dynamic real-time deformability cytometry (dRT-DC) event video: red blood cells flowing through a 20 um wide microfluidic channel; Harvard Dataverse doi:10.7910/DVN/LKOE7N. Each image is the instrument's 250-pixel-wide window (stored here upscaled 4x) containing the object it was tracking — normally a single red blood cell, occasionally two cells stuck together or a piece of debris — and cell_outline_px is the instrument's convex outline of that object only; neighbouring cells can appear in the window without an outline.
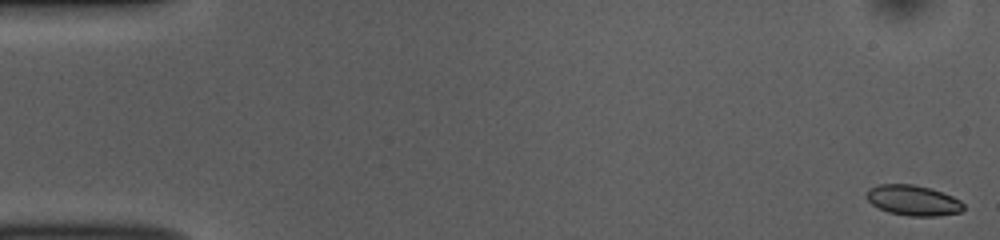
{"species": "common noctule bat (a hibernating species)", "species_latin": "Nyctalus noctula", "temperature_condition": "room temperature", "stored_images_in_passage": 52, "camera_frame_rate_fps": 3000, "um_per_image_px": 0.085, "animal": {"sex": "female", "body_mass_g": 10.0, "forearm_length_mm": 53.1}, "frame": {"image": 1, "passage_image": 1, "time_ms": 0.0, "image_size_px": [1000, 240], "cell_outline_px": [[964, 208], [960, 212], [936, 216], [908, 216], [888, 212], [872, 204], [864, 196], [868, 188], [880, 184], [912, 184], [928, 188], [952, 196], [960, 200], [964, 204]], "centroid_in_image_um": [77.58, 17.03], "position_along_channel_um": 7.4, "area_um2": 17.11}}
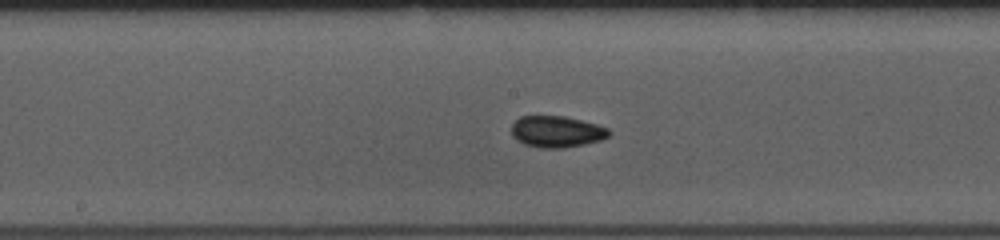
{"frame": {"image": 2, "passage_image": 27, "time_ms": 8.667, "image_size_px": [1000, 240], "cell_outline_px": [[612, 132], [608, 136], [600, 140], [584, 144], [564, 148], [540, 148], [524, 144], [516, 140], [512, 136], [512, 124], [520, 116], [564, 116], [596, 124], [608, 128]], "centroid_in_image_um": [47.3, 11.19], "position_along_channel_um": 200.9, "area_um2": 17.86}}
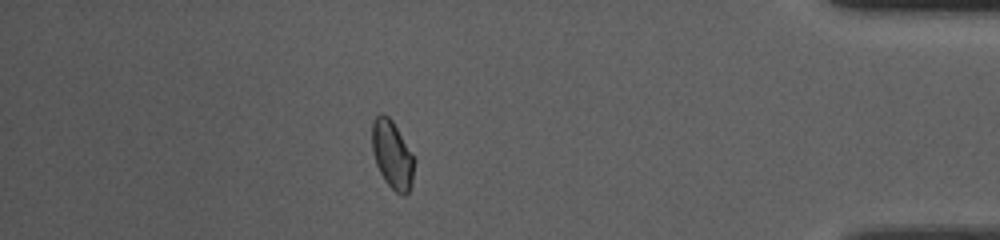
{"frame": {"image": 3, "passage_image": 46, "time_ms": 15.0, "image_size_px": [1000, 240], "cell_outline_px": [[416, 160], [412, 184], [408, 192], [404, 196], [400, 196], [384, 180], [376, 164], [372, 152], [372, 120], [380, 112], [388, 116], [392, 120]], "centroid_in_image_um": [33.35, 13.16], "position_along_channel_um": 401.9, "area_um2": 16.94}, "authors_computed_cell_mechanics": {"area_um2": 17.1088, "velocity_mm_per_s": 3.8204, "shape_relaxation_time_tau1_ms": 5.4495, "shape_relaxation_time_tau2_ms": 1.3081, "deformation_change_tau1": 0.079, "deformation_change_tau2": 0.0451}}